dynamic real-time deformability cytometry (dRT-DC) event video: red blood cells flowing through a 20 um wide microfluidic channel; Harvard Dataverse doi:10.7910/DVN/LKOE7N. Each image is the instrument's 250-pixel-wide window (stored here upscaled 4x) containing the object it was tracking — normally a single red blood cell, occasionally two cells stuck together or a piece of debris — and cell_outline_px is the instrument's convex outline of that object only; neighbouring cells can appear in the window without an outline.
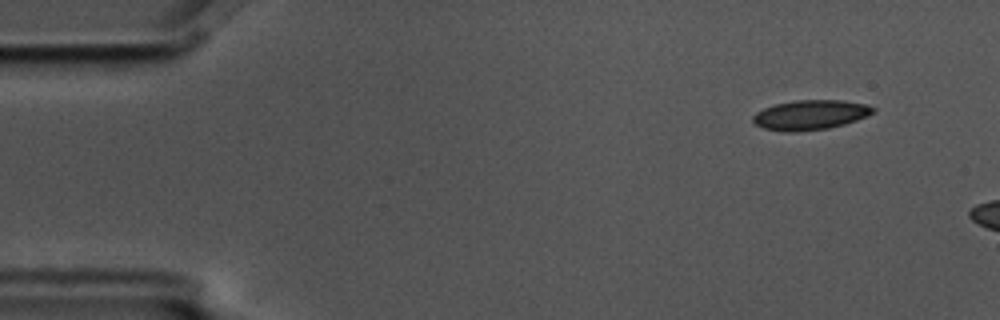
{"species": "common noctule bat (a hibernating species)", "species_latin": "Nyctalus noctula", "temperature_condition": "cold", "stored_images_in_passage": 4, "camera_frame_rate_fps": 3000, "um_per_image_px": 0.085, "animal": {"sex": "male", "body_mass_g": 17.5, "forearm_length_mm": 52.3}, "frame": {"image": 1, "passage_image": 1, "time_ms": 0.0, "image_size_px": [1000, 320], "cell_outline_px": [[876, 108], [872, 112], [856, 120], [844, 124], [828, 128], [796, 132], [784, 132], [764, 128], [756, 124], [752, 120], [752, 116], [756, 112], [764, 108], [776, 104], [796, 100], [840, 100], [868, 104]], "centroid_in_image_um": [68.85, 9.76], "position_along_channel_um": 16.1, "area_um2": 20.69}}